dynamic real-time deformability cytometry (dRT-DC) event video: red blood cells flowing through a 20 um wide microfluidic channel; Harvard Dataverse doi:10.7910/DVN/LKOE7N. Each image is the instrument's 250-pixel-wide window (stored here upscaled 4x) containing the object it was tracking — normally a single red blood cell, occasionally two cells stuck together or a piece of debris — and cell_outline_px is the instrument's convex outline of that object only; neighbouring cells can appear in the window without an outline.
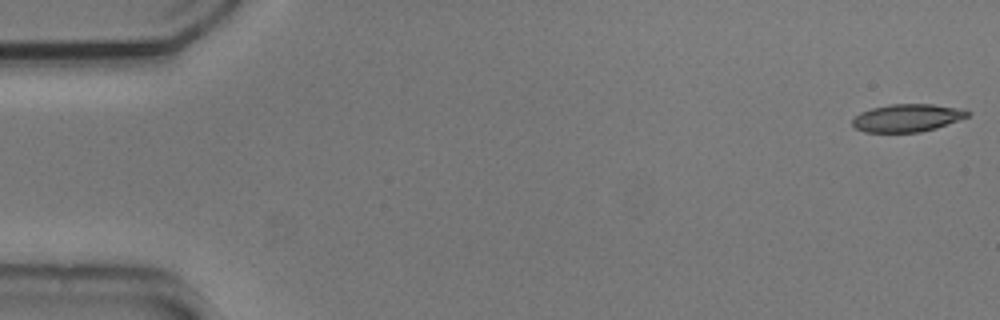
{"species": "common noctule bat (a hibernating species)", "species_latin": "Nyctalus noctula", "temperature_condition": "cold", "stored_images_in_passage": 55, "camera_frame_rate_fps": 3000, "um_per_image_px": 0.085, "animal": {"sex": "male", "body_mass_g": 20.5, "forearm_length_mm": 52.5}, "frame": {"image": 1, "passage_image": 1, "time_ms": 0.0, "image_size_px": [1000, 320], "cell_outline_px": [[972, 112], [968, 116], [936, 128], [920, 132], [864, 132], [856, 128], [852, 124], [852, 120], [860, 112], [872, 108], [888, 104], [932, 104], [960, 108]], "centroid_in_image_um": [77.1, 10.01], "position_along_channel_um": 7.9, "area_um2": 18.55}}
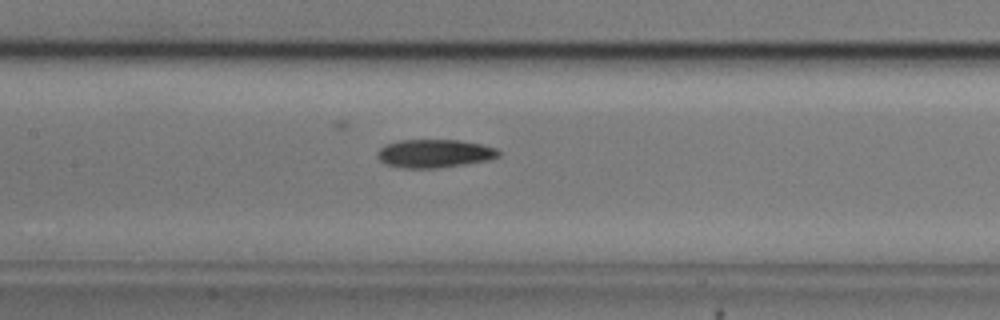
{"frame": {"image": 2, "passage_image": 25, "time_ms": 8.0, "image_size_px": [1000, 320], "cell_outline_px": [[500, 156], [488, 160], [464, 164], [436, 168], [404, 168], [384, 164], [376, 156], [376, 152], [384, 144], [400, 140], [460, 140], [480, 144], [496, 148], [500, 152]], "centroid_in_image_um": [36.89, 13.04], "position_along_channel_um": 170.5, "area_um2": 20.06}}
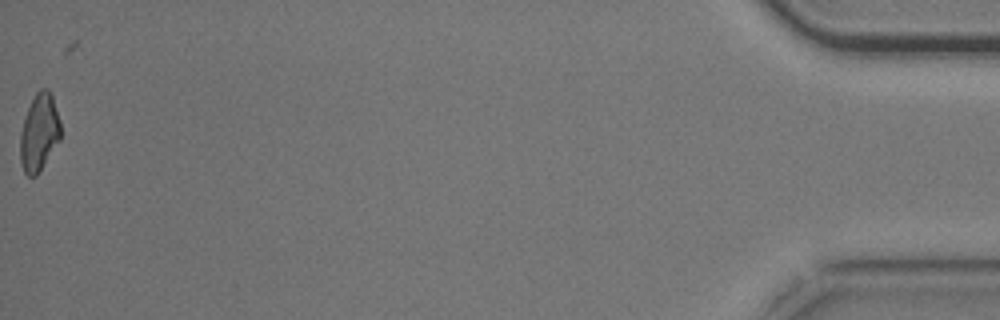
{"frame": {"image": 3, "passage_image": 54, "time_ms": 17.667, "image_size_px": [1000, 320], "cell_outline_px": [[60, 140], [36, 176], [28, 176], [24, 172], [20, 160], [20, 132], [28, 108], [36, 92], [40, 88], [48, 88], [52, 96], [60, 120]], "centroid_in_image_um": [3.33, 11.26], "position_along_channel_um": 431.9, "area_um2": 18.09}}